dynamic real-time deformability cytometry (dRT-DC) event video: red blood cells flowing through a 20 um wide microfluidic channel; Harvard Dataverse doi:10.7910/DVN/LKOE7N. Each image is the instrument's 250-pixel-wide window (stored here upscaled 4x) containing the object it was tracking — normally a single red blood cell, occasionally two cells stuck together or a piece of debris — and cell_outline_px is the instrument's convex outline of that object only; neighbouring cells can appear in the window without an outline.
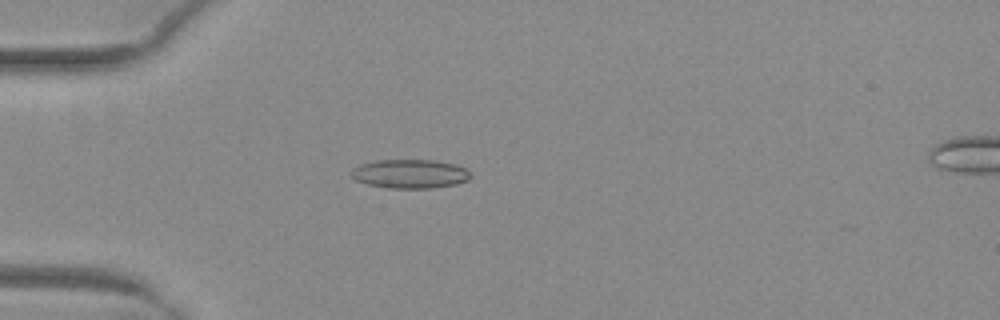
{"species": "common noctule bat (a hibernating species)", "species_latin": "Nyctalus noctula", "temperature_condition": "warm", "stored_images_in_passage": 40, "camera_frame_rate_fps": 3000, "um_per_image_px": 0.085, "animal": {"sex": "female", "body_mass_g": 29.2, "forearm_length_mm": 56.3}, "frame": {"image": 1, "passage_image": 5, "time_ms": 1.333, "image_size_px": [1000, 320], "cell_outline_px": [[472, 176], [468, 180], [456, 184], [432, 188], [388, 188], [368, 184], [356, 180], [348, 172], [352, 168], [360, 164], [376, 160], [432, 160], [456, 164], [464, 168]], "centroid_in_image_um": [34.82, 14.77], "position_along_channel_um": 50.2, "area_um2": 20.17}}
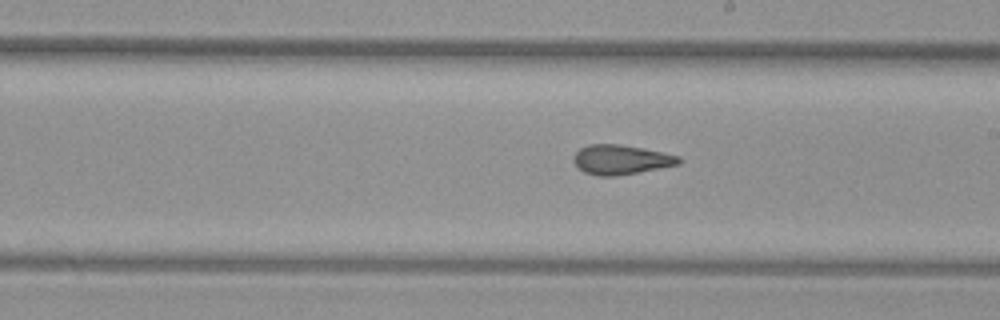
{"frame": {"image": 2, "passage_image": 20, "time_ms": 6.333, "image_size_px": [1000, 320], "cell_outline_px": [[680, 164], [660, 168], [616, 176], [596, 176], [584, 172], [572, 160], [572, 156], [580, 148], [588, 144], [620, 144], [644, 148], [680, 156]], "centroid_in_image_um": [52.76, 13.56], "position_along_channel_um": 236.2, "area_um2": 18.21}}
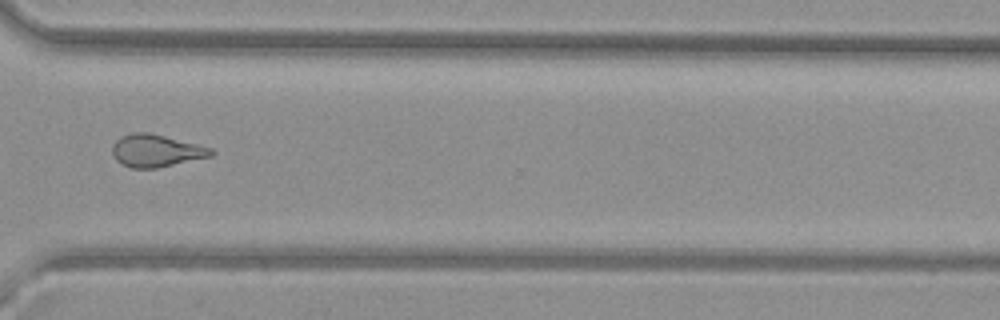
{"frame": {"image": 3, "passage_image": 29, "time_ms": 9.333, "image_size_px": [1000, 320], "cell_outline_px": [[216, 152], [212, 156], [156, 168], [132, 168], [120, 164], [116, 160], [112, 152], [112, 144], [120, 136], [132, 132], [148, 132], [212, 148]], "centroid_in_image_um": [13.24, 12.81], "position_along_channel_um": 357.4, "area_um2": 18.67}, "authors_computed_cell_mechanics": {"area_um2": 18.0047, "velocity_mm_per_s": 4.0361, "shape_relaxation_time_tau1_ms": 7.6009, "shape_relaxation_time_tau2_ms": 1.7872, "deformation_change_tau1": 0.1999, "deformation_change_tau2": 0.0938}}